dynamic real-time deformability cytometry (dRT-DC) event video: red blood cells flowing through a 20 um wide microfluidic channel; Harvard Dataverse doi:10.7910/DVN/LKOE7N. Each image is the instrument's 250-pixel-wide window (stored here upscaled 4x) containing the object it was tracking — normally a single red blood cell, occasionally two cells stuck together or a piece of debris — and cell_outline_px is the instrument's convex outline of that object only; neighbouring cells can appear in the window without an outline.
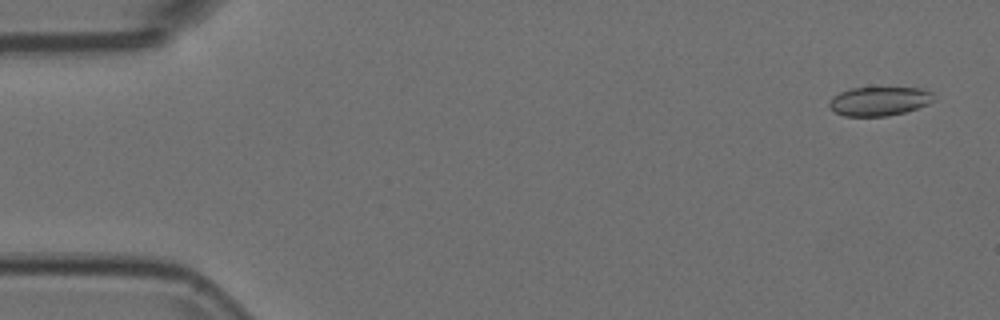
{"species": "Egyptian fruit bat (a non-hibernating species)", "species_latin": "Rousettus aegyptiacus", "temperature_condition": "room temperature", "stored_images_in_passage": 53, "camera_frame_rate_fps": 3000, "um_per_image_px": 0.085, "animal": {"sex": "female"}, "frame": {"image": 1, "passage_image": 3, "time_ms": 0.667, "image_size_px": [1000, 320], "cell_outline_px": [[932, 100], [928, 104], [904, 112], [888, 116], [844, 116], [836, 112], [828, 104], [832, 96], [840, 92], [852, 88], [924, 88], [932, 92]], "centroid_in_image_um": [74.72, 8.6], "position_along_channel_um": 10.3, "area_um2": 17.46}}
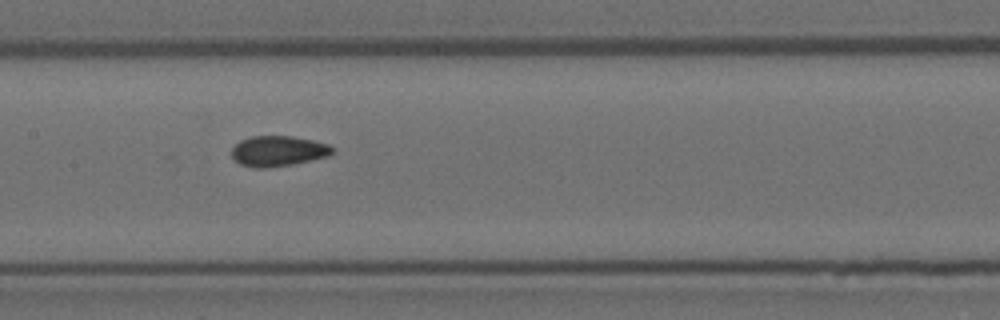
{"frame": {"image": 2, "passage_image": 27, "time_ms": 8.667, "image_size_px": [1000, 320], "cell_outline_px": [[336, 148], [328, 156], [292, 164], [268, 168], [252, 168], [240, 164], [232, 156], [232, 148], [240, 140], [252, 136], [292, 136], [312, 140], [328, 144]], "centroid_in_image_um": [23.64, 12.84], "position_along_channel_um": 183.8, "area_um2": 17.86}}
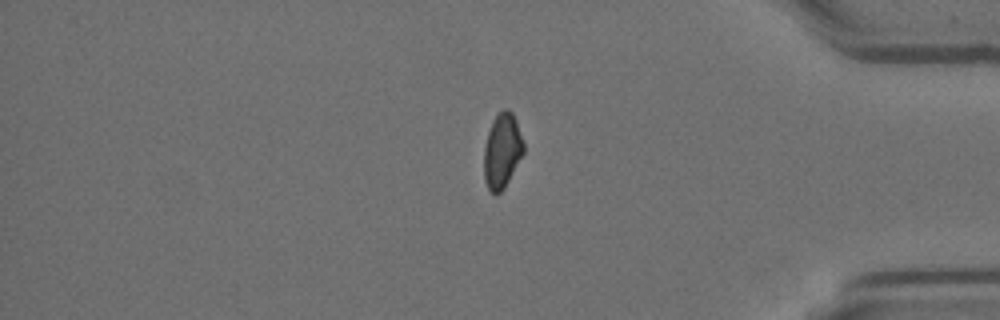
{"frame": {"image": 3, "passage_image": 46, "time_ms": 15.0, "image_size_px": [1000, 320], "cell_outline_px": [[524, 152], [504, 188], [496, 196], [488, 188], [484, 180], [484, 148], [488, 132], [492, 120], [504, 108], [508, 108], [512, 112], [516, 120], [524, 144]], "centroid_in_image_um": [42.67, 12.81], "position_along_channel_um": 392.5, "area_um2": 17.22}}